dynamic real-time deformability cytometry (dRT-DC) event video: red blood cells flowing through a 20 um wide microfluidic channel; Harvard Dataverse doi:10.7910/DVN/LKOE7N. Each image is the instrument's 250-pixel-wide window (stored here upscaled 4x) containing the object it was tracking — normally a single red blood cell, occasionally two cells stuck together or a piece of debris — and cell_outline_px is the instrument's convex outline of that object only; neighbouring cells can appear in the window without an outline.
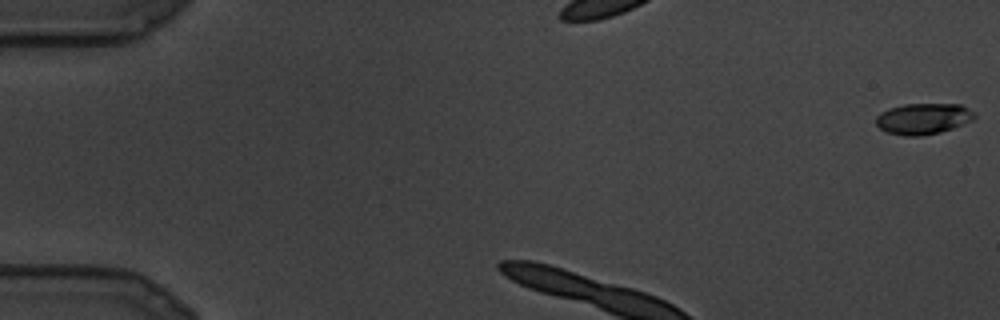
{"species": "common noctule bat (a hibernating species)", "species_latin": "Nyctalus noctula", "temperature_condition": "cold", "stored_images_in_passage": 8, "camera_frame_rate_fps": 3000, "um_per_image_px": 0.085, "animal": {"sex": "male", "body_mass_g": 19.5, "forearm_length_mm": 54.6}, "frame": {"image": 1, "passage_image": 1, "time_ms": 0.0, "image_size_px": [1000, 320], "cell_outline_px": [[976, 116], [972, 120], [952, 128], [940, 132], [920, 136], [904, 136], [888, 132], [880, 128], [876, 124], [876, 116], [880, 112], [888, 108], [904, 104], [960, 104], [976, 112]], "centroid_in_image_um": [78.47, 10.08], "position_along_channel_um": 6.5, "area_um2": 17.86}}